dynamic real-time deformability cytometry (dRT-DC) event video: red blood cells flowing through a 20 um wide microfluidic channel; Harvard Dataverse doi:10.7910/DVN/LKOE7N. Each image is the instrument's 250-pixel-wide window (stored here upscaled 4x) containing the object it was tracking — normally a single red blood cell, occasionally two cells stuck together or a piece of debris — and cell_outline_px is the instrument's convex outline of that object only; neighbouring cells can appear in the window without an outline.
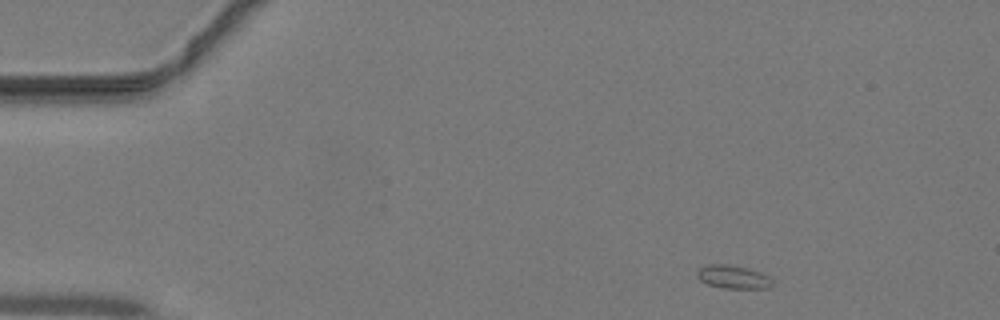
{"species": "common noctule bat (a hibernating species)", "species_latin": "Nyctalus noctula", "temperature_condition": "warm", "stored_images_in_passage": 39, "camera_frame_rate_fps": 3000, "um_per_image_px": 0.085, "animal": {"sex": "male", "body_mass_g": 19.2, "forearm_length_mm": 51.8}, "frame": {"image": 1, "passage_image": 1, "time_ms": 0.0, "image_size_px": [1000, 320], "cell_outline_px": [[772, 284], [768, 288], [724, 288], [708, 284], [700, 280], [696, 276], [696, 272], [700, 268], [708, 264], [728, 264], [748, 268], [760, 272], [768, 276], [772, 280]], "centroid_in_image_um": [62.29, 23.53], "position_along_channel_um": 22.7, "area_um2": 10.17}}